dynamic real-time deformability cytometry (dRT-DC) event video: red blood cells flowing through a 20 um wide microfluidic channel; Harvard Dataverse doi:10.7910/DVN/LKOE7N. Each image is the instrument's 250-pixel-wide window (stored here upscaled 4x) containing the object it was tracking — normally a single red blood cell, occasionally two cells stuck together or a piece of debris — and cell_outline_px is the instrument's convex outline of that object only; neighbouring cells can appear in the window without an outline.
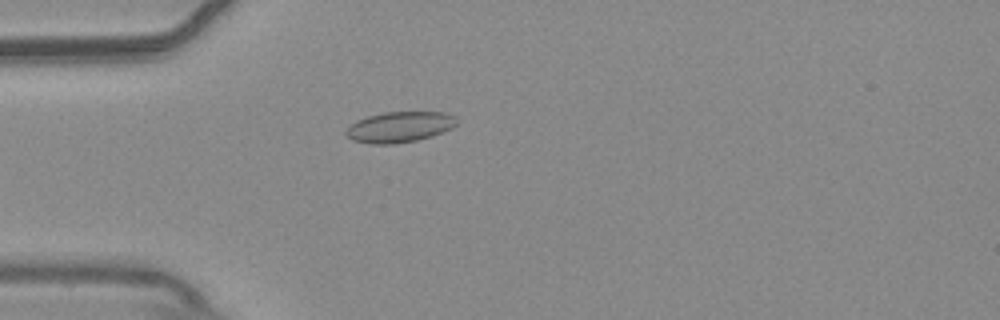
{"species": "common noctule bat (a hibernating species)", "species_latin": "Nyctalus noctula", "temperature_condition": "warm", "stored_images_in_passage": 44, "camera_frame_rate_fps": 3000, "um_per_image_px": 0.085, "animal": {"sex": "male", "body_mass_g": 20.4}, "frame": {"image": 1, "passage_image": 5, "time_ms": 1.333, "image_size_px": [1000, 320], "cell_outline_px": [[456, 124], [452, 128], [432, 136], [416, 140], [396, 144], [372, 144], [352, 140], [344, 132], [356, 120], [368, 116], [384, 112], [448, 112], [456, 116]], "centroid_in_image_um": [33.98, 10.79], "position_along_channel_um": 51.0, "area_um2": 19.83}}
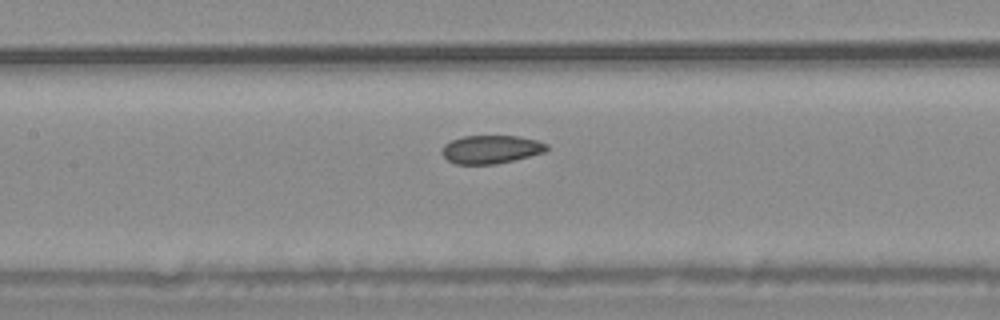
{"frame": {"image": 2, "passage_image": 15, "time_ms": 4.667, "image_size_px": [1000, 320], "cell_outline_px": [[548, 148], [544, 152], [496, 164], [456, 164], [448, 160], [440, 152], [444, 144], [452, 140], [464, 136], [516, 136], [536, 140], [548, 144]], "centroid_in_image_um": [41.7, 12.69], "position_along_channel_um": 165.7, "area_um2": 17.11}}
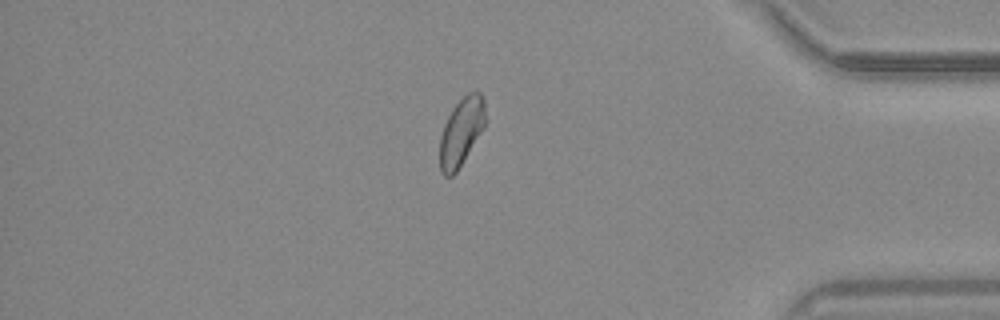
{"frame": {"image": 3, "passage_image": 36, "time_ms": 11.667, "image_size_px": [1000, 320], "cell_outline_px": [[484, 128], [456, 172], [452, 176], [444, 176], [440, 172], [440, 136], [444, 124], [452, 108], [468, 92], [476, 88], [484, 96]], "centroid_in_image_um": [39.2, 11.17], "position_along_channel_um": 396.0, "area_um2": 18.03}, "authors_computed_cell_mechanics": {"area_um2": 18.207, "velocity_mm_per_s": 3.7174, "shape_relaxation_time_tau1_ms": null, "shape_relaxation_time_tau2_ms": 3.0757, "deformation_change_tau1": null, "deformation_change_tau2": 0.0808}}